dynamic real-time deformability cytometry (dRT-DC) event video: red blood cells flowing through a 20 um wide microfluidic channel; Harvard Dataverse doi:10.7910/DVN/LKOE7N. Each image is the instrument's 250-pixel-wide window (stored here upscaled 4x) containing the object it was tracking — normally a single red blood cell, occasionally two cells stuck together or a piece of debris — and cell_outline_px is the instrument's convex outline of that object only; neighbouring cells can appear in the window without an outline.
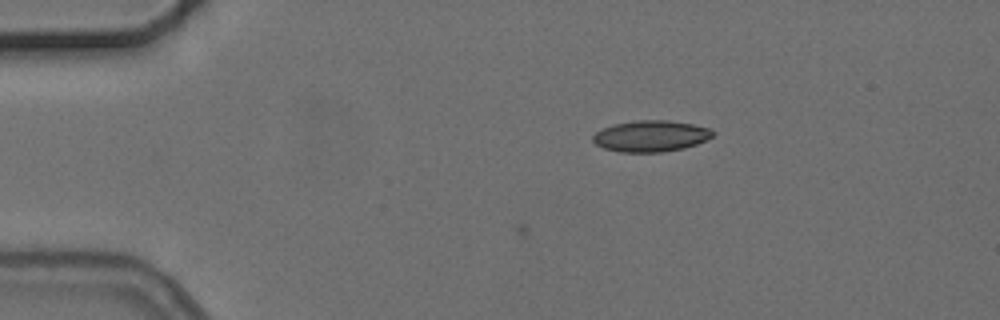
{"species": "common noctule bat (a hibernating species)", "species_latin": "Nyctalus noctula", "temperature_condition": "cold", "stored_images_in_passage": 5, "camera_frame_rate_fps": 3000, "um_per_image_px": 0.085, "animal": {"sex": "female", "body_mass_g": 24.6, "forearm_length_mm": 56.2}, "frame": {"image": 1, "passage_image": 4, "time_ms": 3.667, "image_size_px": [1000, 320], "cell_outline_px": [[716, 132], [712, 136], [696, 144], [684, 148], [664, 152], [620, 152], [604, 148], [596, 144], [592, 140], [592, 136], [596, 132], [604, 128], [616, 124], [636, 120], [668, 120], [692, 124], [712, 128]], "centroid_in_image_um": [55.34, 11.56], "position_along_channel_um": 29.7, "area_um2": 21.79}}